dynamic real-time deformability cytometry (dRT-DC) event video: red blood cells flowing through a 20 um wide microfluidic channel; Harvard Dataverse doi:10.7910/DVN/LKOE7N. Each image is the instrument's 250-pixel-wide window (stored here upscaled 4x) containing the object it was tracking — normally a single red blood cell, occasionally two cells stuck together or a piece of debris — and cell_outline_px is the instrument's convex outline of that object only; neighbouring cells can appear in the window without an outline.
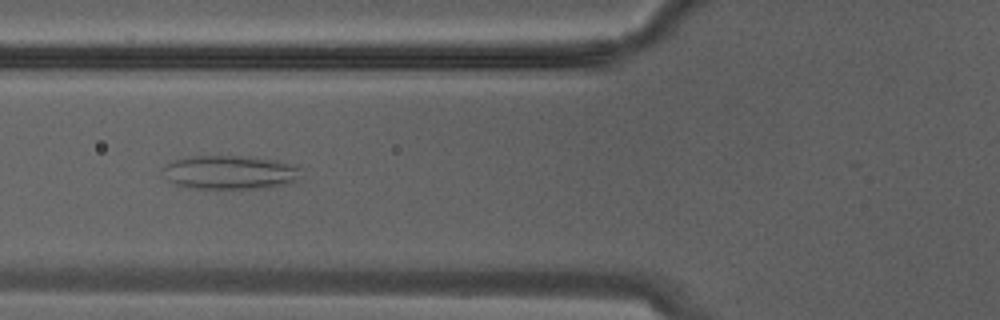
{"species": "Egyptian fruit bat (a non-hibernating species)", "species_latin": "Rousettus aegyptiacus", "temperature_condition": "warm", "stored_images_in_passage": 17, "camera_frame_rate_fps": 3000, "um_per_image_px": 0.085, "animal": {"sex": "male"}, "frame": {"image": 1, "passage_image": 12, "time_ms": 3.667, "image_size_px": [1000, 320], "cell_outline_px": [[300, 168], [296, 180], [284, 184], [268, 188], [196, 188], [176, 184], [168, 180], [160, 168], [176, 160], [192, 156], [248, 156], [276, 160]], "centroid_in_image_um": [19.52, 14.64], "position_along_channel_um": 106.3, "area_um2": 26.82}}